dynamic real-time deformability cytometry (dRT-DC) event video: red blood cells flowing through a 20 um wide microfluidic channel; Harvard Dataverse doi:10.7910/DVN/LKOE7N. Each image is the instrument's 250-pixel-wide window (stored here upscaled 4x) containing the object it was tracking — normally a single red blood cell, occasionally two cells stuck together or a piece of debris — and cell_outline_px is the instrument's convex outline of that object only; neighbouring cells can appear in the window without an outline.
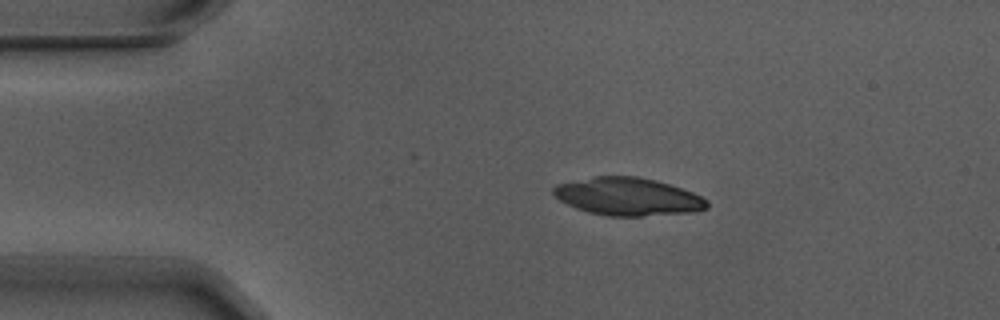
{"species": "Egyptian fruit bat (a non-hibernating species)", "species_latin": "Rousettus aegyptiacus", "temperature_condition": "warm", "stored_images_in_passage": 2, "camera_frame_rate_fps": 3000, "um_per_image_px": 0.085, "animal": {"sex": "male"}, "frame": {"image": 1, "passage_image": 1, "time_ms": 0.0, "image_size_px": [1000, 320], "cell_outline_px": [[708, 208], [688, 212], [640, 216], [608, 216], [588, 212], [576, 208], [552, 196], [552, 188], [556, 184], [596, 176], [636, 176], [656, 180], [692, 192], [708, 200]], "centroid_in_image_um": [53.32, 16.7], "position_along_channel_um": 31.7, "area_um2": 33.64}}